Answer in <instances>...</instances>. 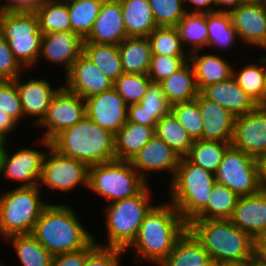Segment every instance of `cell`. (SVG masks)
<instances>
[{"mask_svg":"<svg viewBox=\"0 0 266 266\" xmlns=\"http://www.w3.org/2000/svg\"><path fill=\"white\" fill-rule=\"evenodd\" d=\"M188 229L178 210L170 202L155 205L145 216L136 239L125 250L133 260L160 266Z\"/></svg>","mask_w":266,"mask_h":266,"instance_id":"1","label":"cell"},{"mask_svg":"<svg viewBox=\"0 0 266 266\" xmlns=\"http://www.w3.org/2000/svg\"><path fill=\"white\" fill-rule=\"evenodd\" d=\"M188 229L213 262L247 266L255 259L256 240L229 219H193Z\"/></svg>","mask_w":266,"mask_h":266,"instance_id":"2","label":"cell"},{"mask_svg":"<svg viewBox=\"0 0 266 266\" xmlns=\"http://www.w3.org/2000/svg\"><path fill=\"white\" fill-rule=\"evenodd\" d=\"M53 256L87 247L94 236L81 223L71 204L48 203L31 233Z\"/></svg>","mask_w":266,"mask_h":266,"instance_id":"3","label":"cell"},{"mask_svg":"<svg viewBox=\"0 0 266 266\" xmlns=\"http://www.w3.org/2000/svg\"><path fill=\"white\" fill-rule=\"evenodd\" d=\"M51 146L88 167L115 160V135L87 116L58 134Z\"/></svg>","mask_w":266,"mask_h":266,"instance_id":"4","label":"cell"},{"mask_svg":"<svg viewBox=\"0 0 266 266\" xmlns=\"http://www.w3.org/2000/svg\"><path fill=\"white\" fill-rule=\"evenodd\" d=\"M152 195L148 184L139 194L106 205L103 218L107 241L97 244L126 250L136 239L145 216L156 205L151 202Z\"/></svg>","mask_w":266,"mask_h":266,"instance_id":"5","label":"cell"},{"mask_svg":"<svg viewBox=\"0 0 266 266\" xmlns=\"http://www.w3.org/2000/svg\"><path fill=\"white\" fill-rule=\"evenodd\" d=\"M169 199L189 224L206 206L216 183L215 175L181 157L173 179L169 182Z\"/></svg>","mask_w":266,"mask_h":266,"instance_id":"6","label":"cell"},{"mask_svg":"<svg viewBox=\"0 0 266 266\" xmlns=\"http://www.w3.org/2000/svg\"><path fill=\"white\" fill-rule=\"evenodd\" d=\"M39 185L15 187L0 195V236L3 240L13 235L31 234L43 208Z\"/></svg>","mask_w":266,"mask_h":266,"instance_id":"7","label":"cell"},{"mask_svg":"<svg viewBox=\"0 0 266 266\" xmlns=\"http://www.w3.org/2000/svg\"><path fill=\"white\" fill-rule=\"evenodd\" d=\"M0 30L20 65L26 71L35 68L43 37L36 13L33 10L1 9Z\"/></svg>","mask_w":266,"mask_h":266,"instance_id":"8","label":"cell"},{"mask_svg":"<svg viewBox=\"0 0 266 266\" xmlns=\"http://www.w3.org/2000/svg\"><path fill=\"white\" fill-rule=\"evenodd\" d=\"M148 184L130 161L113 160L89 167L88 190L109 204L139 194Z\"/></svg>","mask_w":266,"mask_h":266,"instance_id":"9","label":"cell"},{"mask_svg":"<svg viewBox=\"0 0 266 266\" xmlns=\"http://www.w3.org/2000/svg\"><path fill=\"white\" fill-rule=\"evenodd\" d=\"M37 142L48 150L43 161L40 188L45 186L48 190L64 194L80 185L88 188L89 167L85 163L60 154L50 141L40 138Z\"/></svg>","mask_w":266,"mask_h":266,"instance_id":"10","label":"cell"},{"mask_svg":"<svg viewBox=\"0 0 266 266\" xmlns=\"http://www.w3.org/2000/svg\"><path fill=\"white\" fill-rule=\"evenodd\" d=\"M215 179L239 197L260 191L257 159L232 145L224 153Z\"/></svg>","mask_w":266,"mask_h":266,"instance_id":"11","label":"cell"},{"mask_svg":"<svg viewBox=\"0 0 266 266\" xmlns=\"http://www.w3.org/2000/svg\"><path fill=\"white\" fill-rule=\"evenodd\" d=\"M7 143L9 142L3 143L0 152V178L3 176L9 182L16 181L18 184L17 187L39 185L43 161L47 150L41 151L30 146V148H19L14 152L12 150L11 153Z\"/></svg>","mask_w":266,"mask_h":266,"instance_id":"12","label":"cell"},{"mask_svg":"<svg viewBox=\"0 0 266 266\" xmlns=\"http://www.w3.org/2000/svg\"><path fill=\"white\" fill-rule=\"evenodd\" d=\"M85 116V100L62 85L53 96L46 117L37 127L44 130L41 138L51 142L63 130L74 126Z\"/></svg>","mask_w":266,"mask_h":266,"instance_id":"13","label":"cell"},{"mask_svg":"<svg viewBox=\"0 0 266 266\" xmlns=\"http://www.w3.org/2000/svg\"><path fill=\"white\" fill-rule=\"evenodd\" d=\"M231 145L255 159L266 155V106L235 118Z\"/></svg>","mask_w":266,"mask_h":266,"instance_id":"14","label":"cell"},{"mask_svg":"<svg viewBox=\"0 0 266 266\" xmlns=\"http://www.w3.org/2000/svg\"><path fill=\"white\" fill-rule=\"evenodd\" d=\"M229 14L241 44L266 48V2L245 1Z\"/></svg>","mask_w":266,"mask_h":266,"instance_id":"15","label":"cell"},{"mask_svg":"<svg viewBox=\"0 0 266 266\" xmlns=\"http://www.w3.org/2000/svg\"><path fill=\"white\" fill-rule=\"evenodd\" d=\"M86 116L115 135L127 123L124 99L112 88L85 99Z\"/></svg>","mask_w":266,"mask_h":266,"instance_id":"16","label":"cell"},{"mask_svg":"<svg viewBox=\"0 0 266 266\" xmlns=\"http://www.w3.org/2000/svg\"><path fill=\"white\" fill-rule=\"evenodd\" d=\"M63 86L82 99L113 88L114 81L103 74L83 53L64 76Z\"/></svg>","mask_w":266,"mask_h":266,"instance_id":"17","label":"cell"},{"mask_svg":"<svg viewBox=\"0 0 266 266\" xmlns=\"http://www.w3.org/2000/svg\"><path fill=\"white\" fill-rule=\"evenodd\" d=\"M22 75L24 73L15 79L22 111L25 119L29 116L32 121L34 118L32 124L37 127L46 117L53 96L62 86L54 88L48 80L33 76L24 82Z\"/></svg>","mask_w":266,"mask_h":266,"instance_id":"18","label":"cell"},{"mask_svg":"<svg viewBox=\"0 0 266 266\" xmlns=\"http://www.w3.org/2000/svg\"><path fill=\"white\" fill-rule=\"evenodd\" d=\"M180 158L170 146L155 135L130 163L146 182L149 181L148 177L151 171L159 174L164 171L171 172V181L179 165Z\"/></svg>","mask_w":266,"mask_h":266,"instance_id":"19","label":"cell"},{"mask_svg":"<svg viewBox=\"0 0 266 266\" xmlns=\"http://www.w3.org/2000/svg\"><path fill=\"white\" fill-rule=\"evenodd\" d=\"M84 40L72 31H57L43 34L38 64L44 59L53 65H61L65 75L83 53Z\"/></svg>","mask_w":266,"mask_h":266,"instance_id":"20","label":"cell"},{"mask_svg":"<svg viewBox=\"0 0 266 266\" xmlns=\"http://www.w3.org/2000/svg\"><path fill=\"white\" fill-rule=\"evenodd\" d=\"M127 34L119 0H104L95 24L84 42L118 46Z\"/></svg>","mask_w":266,"mask_h":266,"instance_id":"21","label":"cell"},{"mask_svg":"<svg viewBox=\"0 0 266 266\" xmlns=\"http://www.w3.org/2000/svg\"><path fill=\"white\" fill-rule=\"evenodd\" d=\"M236 227L255 240L266 233V192L241 196L229 219Z\"/></svg>","mask_w":266,"mask_h":266,"instance_id":"22","label":"cell"},{"mask_svg":"<svg viewBox=\"0 0 266 266\" xmlns=\"http://www.w3.org/2000/svg\"><path fill=\"white\" fill-rule=\"evenodd\" d=\"M196 100L203 118V140L231 143L236 116L201 93Z\"/></svg>","mask_w":266,"mask_h":266,"instance_id":"23","label":"cell"},{"mask_svg":"<svg viewBox=\"0 0 266 266\" xmlns=\"http://www.w3.org/2000/svg\"><path fill=\"white\" fill-rule=\"evenodd\" d=\"M200 93L218 103L236 117L255 110L258 105L231 77L228 80L208 85Z\"/></svg>","mask_w":266,"mask_h":266,"instance_id":"24","label":"cell"},{"mask_svg":"<svg viewBox=\"0 0 266 266\" xmlns=\"http://www.w3.org/2000/svg\"><path fill=\"white\" fill-rule=\"evenodd\" d=\"M171 111L160 83L150 82L146 94L137 104L127 107V122L156 126L157 122Z\"/></svg>","mask_w":266,"mask_h":266,"instance_id":"25","label":"cell"},{"mask_svg":"<svg viewBox=\"0 0 266 266\" xmlns=\"http://www.w3.org/2000/svg\"><path fill=\"white\" fill-rule=\"evenodd\" d=\"M202 50L192 52L189 57L196 77L198 90L201 91L208 85L228 80L233 75V66L217 53H201Z\"/></svg>","mask_w":266,"mask_h":266,"instance_id":"26","label":"cell"},{"mask_svg":"<svg viewBox=\"0 0 266 266\" xmlns=\"http://www.w3.org/2000/svg\"><path fill=\"white\" fill-rule=\"evenodd\" d=\"M155 127L127 122L115 134V160L131 161L156 135Z\"/></svg>","mask_w":266,"mask_h":266,"instance_id":"27","label":"cell"},{"mask_svg":"<svg viewBox=\"0 0 266 266\" xmlns=\"http://www.w3.org/2000/svg\"><path fill=\"white\" fill-rule=\"evenodd\" d=\"M160 85L170 105L192 101L200 93L195 71L189 60L180 69L161 81Z\"/></svg>","mask_w":266,"mask_h":266,"instance_id":"28","label":"cell"},{"mask_svg":"<svg viewBox=\"0 0 266 266\" xmlns=\"http://www.w3.org/2000/svg\"><path fill=\"white\" fill-rule=\"evenodd\" d=\"M127 37H148L158 27L149 0H119Z\"/></svg>","mask_w":266,"mask_h":266,"instance_id":"29","label":"cell"},{"mask_svg":"<svg viewBox=\"0 0 266 266\" xmlns=\"http://www.w3.org/2000/svg\"><path fill=\"white\" fill-rule=\"evenodd\" d=\"M211 262L201 242L187 229L160 266H207Z\"/></svg>","mask_w":266,"mask_h":266,"instance_id":"30","label":"cell"},{"mask_svg":"<svg viewBox=\"0 0 266 266\" xmlns=\"http://www.w3.org/2000/svg\"><path fill=\"white\" fill-rule=\"evenodd\" d=\"M118 50L124 73L148 75L152 51L147 37H127Z\"/></svg>","mask_w":266,"mask_h":266,"instance_id":"31","label":"cell"},{"mask_svg":"<svg viewBox=\"0 0 266 266\" xmlns=\"http://www.w3.org/2000/svg\"><path fill=\"white\" fill-rule=\"evenodd\" d=\"M206 24L208 30L207 48H217L221 53L222 50L226 52V49L230 51L232 46L234 47L238 41L240 42L229 13H206Z\"/></svg>","mask_w":266,"mask_h":266,"instance_id":"32","label":"cell"},{"mask_svg":"<svg viewBox=\"0 0 266 266\" xmlns=\"http://www.w3.org/2000/svg\"><path fill=\"white\" fill-rule=\"evenodd\" d=\"M233 68L232 77L258 106H266V83L261 59Z\"/></svg>","mask_w":266,"mask_h":266,"instance_id":"33","label":"cell"},{"mask_svg":"<svg viewBox=\"0 0 266 266\" xmlns=\"http://www.w3.org/2000/svg\"><path fill=\"white\" fill-rule=\"evenodd\" d=\"M183 47L192 52L207 48L208 30L206 13L186 12L176 25ZM189 45V50L185 45Z\"/></svg>","mask_w":266,"mask_h":266,"instance_id":"34","label":"cell"},{"mask_svg":"<svg viewBox=\"0 0 266 266\" xmlns=\"http://www.w3.org/2000/svg\"><path fill=\"white\" fill-rule=\"evenodd\" d=\"M5 241L12 244L22 266H51L54 256L32 234L13 235Z\"/></svg>","mask_w":266,"mask_h":266,"instance_id":"35","label":"cell"},{"mask_svg":"<svg viewBox=\"0 0 266 266\" xmlns=\"http://www.w3.org/2000/svg\"><path fill=\"white\" fill-rule=\"evenodd\" d=\"M83 54L113 81L124 73L120 53L116 45L83 42Z\"/></svg>","mask_w":266,"mask_h":266,"instance_id":"36","label":"cell"},{"mask_svg":"<svg viewBox=\"0 0 266 266\" xmlns=\"http://www.w3.org/2000/svg\"><path fill=\"white\" fill-rule=\"evenodd\" d=\"M39 20L43 34L57 31H71L66 0H47L33 10Z\"/></svg>","mask_w":266,"mask_h":266,"instance_id":"37","label":"cell"},{"mask_svg":"<svg viewBox=\"0 0 266 266\" xmlns=\"http://www.w3.org/2000/svg\"><path fill=\"white\" fill-rule=\"evenodd\" d=\"M71 31L83 40L91 32L104 0H66Z\"/></svg>","mask_w":266,"mask_h":266,"instance_id":"38","label":"cell"},{"mask_svg":"<svg viewBox=\"0 0 266 266\" xmlns=\"http://www.w3.org/2000/svg\"><path fill=\"white\" fill-rule=\"evenodd\" d=\"M155 132L180 157L189 153L194 142L171 111L157 122Z\"/></svg>","mask_w":266,"mask_h":266,"instance_id":"39","label":"cell"},{"mask_svg":"<svg viewBox=\"0 0 266 266\" xmlns=\"http://www.w3.org/2000/svg\"><path fill=\"white\" fill-rule=\"evenodd\" d=\"M239 196L225 185L215 183L207 206L194 219H230Z\"/></svg>","mask_w":266,"mask_h":266,"instance_id":"40","label":"cell"},{"mask_svg":"<svg viewBox=\"0 0 266 266\" xmlns=\"http://www.w3.org/2000/svg\"><path fill=\"white\" fill-rule=\"evenodd\" d=\"M231 143L196 140L185 156L191 163L200 166L214 175L217 173L223 155Z\"/></svg>","mask_w":266,"mask_h":266,"instance_id":"41","label":"cell"},{"mask_svg":"<svg viewBox=\"0 0 266 266\" xmlns=\"http://www.w3.org/2000/svg\"><path fill=\"white\" fill-rule=\"evenodd\" d=\"M152 55L190 56L183 47L176 26H158L147 37Z\"/></svg>","mask_w":266,"mask_h":266,"instance_id":"42","label":"cell"},{"mask_svg":"<svg viewBox=\"0 0 266 266\" xmlns=\"http://www.w3.org/2000/svg\"><path fill=\"white\" fill-rule=\"evenodd\" d=\"M171 112L193 141L203 140V118L196 99L188 102L174 103L171 105Z\"/></svg>","mask_w":266,"mask_h":266,"instance_id":"43","label":"cell"},{"mask_svg":"<svg viewBox=\"0 0 266 266\" xmlns=\"http://www.w3.org/2000/svg\"><path fill=\"white\" fill-rule=\"evenodd\" d=\"M151 82L148 75L123 73L113 83V88L124 99L127 105L139 103L146 94Z\"/></svg>","mask_w":266,"mask_h":266,"instance_id":"44","label":"cell"},{"mask_svg":"<svg viewBox=\"0 0 266 266\" xmlns=\"http://www.w3.org/2000/svg\"><path fill=\"white\" fill-rule=\"evenodd\" d=\"M157 26H176L186 13L184 0H149Z\"/></svg>","mask_w":266,"mask_h":266,"instance_id":"45","label":"cell"},{"mask_svg":"<svg viewBox=\"0 0 266 266\" xmlns=\"http://www.w3.org/2000/svg\"><path fill=\"white\" fill-rule=\"evenodd\" d=\"M190 56L152 55L148 77L151 82L160 83L180 69Z\"/></svg>","mask_w":266,"mask_h":266,"instance_id":"46","label":"cell"},{"mask_svg":"<svg viewBox=\"0 0 266 266\" xmlns=\"http://www.w3.org/2000/svg\"><path fill=\"white\" fill-rule=\"evenodd\" d=\"M0 110L10 115L18 123L25 118L15 80L0 81Z\"/></svg>","mask_w":266,"mask_h":266,"instance_id":"47","label":"cell"},{"mask_svg":"<svg viewBox=\"0 0 266 266\" xmlns=\"http://www.w3.org/2000/svg\"><path fill=\"white\" fill-rule=\"evenodd\" d=\"M24 72L26 73V70L14 57L0 30V81L15 80Z\"/></svg>","mask_w":266,"mask_h":266,"instance_id":"48","label":"cell"},{"mask_svg":"<svg viewBox=\"0 0 266 266\" xmlns=\"http://www.w3.org/2000/svg\"><path fill=\"white\" fill-rule=\"evenodd\" d=\"M125 250L97 245L87 256L83 266H121Z\"/></svg>","mask_w":266,"mask_h":266,"instance_id":"49","label":"cell"},{"mask_svg":"<svg viewBox=\"0 0 266 266\" xmlns=\"http://www.w3.org/2000/svg\"><path fill=\"white\" fill-rule=\"evenodd\" d=\"M98 239L94 240L85 248L77 251L55 255L51 266H83L88 254L98 245Z\"/></svg>","mask_w":266,"mask_h":266,"instance_id":"50","label":"cell"},{"mask_svg":"<svg viewBox=\"0 0 266 266\" xmlns=\"http://www.w3.org/2000/svg\"><path fill=\"white\" fill-rule=\"evenodd\" d=\"M18 122L10 115L0 110V141L2 143L9 142L7 139L10 134L15 132V129H19Z\"/></svg>","mask_w":266,"mask_h":266,"instance_id":"51","label":"cell"},{"mask_svg":"<svg viewBox=\"0 0 266 266\" xmlns=\"http://www.w3.org/2000/svg\"><path fill=\"white\" fill-rule=\"evenodd\" d=\"M216 0H184L186 12L212 13L215 12Z\"/></svg>","mask_w":266,"mask_h":266,"instance_id":"52","label":"cell"},{"mask_svg":"<svg viewBox=\"0 0 266 266\" xmlns=\"http://www.w3.org/2000/svg\"><path fill=\"white\" fill-rule=\"evenodd\" d=\"M0 8L4 10H34L47 0H1ZM4 3V4H3Z\"/></svg>","mask_w":266,"mask_h":266,"instance_id":"53","label":"cell"},{"mask_svg":"<svg viewBox=\"0 0 266 266\" xmlns=\"http://www.w3.org/2000/svg\"><path fill=\"white\" fill-rule=\"evenodd\" d=\"M243 2L245 1L244 0H216L215 12L230 13L231 11L235 10Z\"/></svg>","mask_w":266,"mask_h":266,"instance_id":"54","label":"cell"},{"mask_svg":"<svg viewBox=\"0 0 266 266\" xmlns=\"http://www.w3.org/2000/svg\"><path fill=\"white\" fill-rule=\"evenodd\" d=\"M255 258L266 263V233L256 239Z\"/></svg>","mask_w":266,"mask_h":266,"instance_id":"55","label":"cell"},{"mask_svg":"<svg viewBox=\"0 0 266 266\" xmlns=\"http://www.w3.org/2000/svg\"><path fill=\"white\" fill-rule=\"evenodd\" d=\"M257 163L260 190L266 192V155L257 159Z\"/></svg>","mask_w":266,"mask_h":266,"instance_id":"56","label":"cell"},{"mask_svg":"<svg viewBox=\"0 0 266 266\" xmlns=\"http://www.w3.org/2000/svg\"><path fill=\"white\" fill-rule=\"evenodd\" d=\"M265 49V50H264ZM262 50L266 51V48H262ZM262 61V65H263V70H264V75H265V83H266V55L264 53V55H262L261 57H259Z\"/></svg>","mask_w":266,"mask_h":266,"instance_id":"57","label":"cell"},{"mask_svg":"<svg viewBox=\"0 0 266 266\" xmlns=\"http://www.w3.org/2000/svg\"><path fill=\"white\" fill-rule=\"evenodd\" d=\"M247 266H266V263L255 258Z\"/></svg>","mask_w":266,"mask_h":266,"instance_id":"58","label":"cell"},{"mask_svg":"<svg viewBox=\"0 0 266 266\" xmlns=\"http://www.w3.org/2000/svg\"><path fill=\"white\" fill-rule=\"evenodd\" d=\"M217 266H243V265H239V264H218Z\"/></svg>","mask_w":266,"mask_h":266,"instance_id":"59","label":"cell"},{"mask_svg":"<svg viewBox=\"0 0 266 266\" xmlns=\"http://www.w3.org/2000/svg\"><path fill=\"white\" fill-rule=\"evenodd\" d=\"M207 266H217L216 262L211 261Z\"/></svg>","mask_w":266,"mask_h":266,"instance_id":"60","label":"cell"},{"mask_svg":"<svg viewBox=\"0 0 266 266\" xmlns=\"http://www.w3.org/2000/svg\"><path fill=\"white\" fill-rule=\"evenodd\" d=\"M244 1H261V2H266V0H244Z\"/></svg>","mask_w":266,"mask_h":266,"instance_id":"61","label":"cell"}]
</instances>
